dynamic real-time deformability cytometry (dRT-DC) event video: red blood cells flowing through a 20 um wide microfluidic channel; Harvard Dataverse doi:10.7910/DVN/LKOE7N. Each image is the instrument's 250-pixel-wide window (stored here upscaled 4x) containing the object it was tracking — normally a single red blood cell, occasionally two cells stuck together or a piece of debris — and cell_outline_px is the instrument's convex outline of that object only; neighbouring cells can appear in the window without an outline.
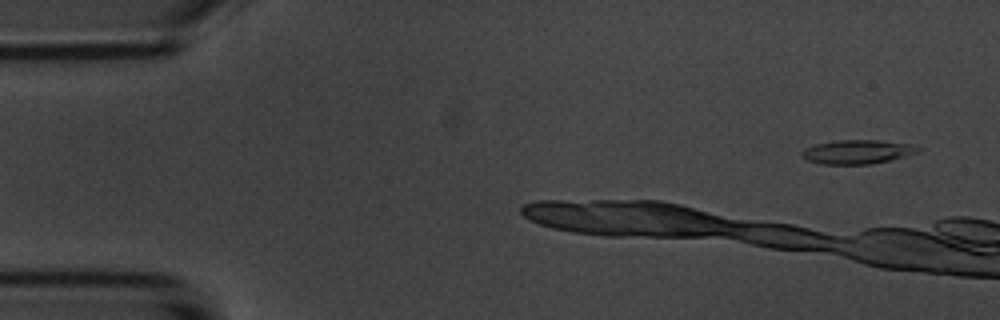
{"species": "common noctule bat (a hibernating species)", "species_latin": "Nyctalus noctula", "temperature_condition": "room temperature", "stored_images_in_passage": 3, "camera_frame_rate_fps": 3000, "um_per_image_px": 0.085, "animal": {"sex": "male", "body_mass_g": 20.1, "forearm_length_mm": 53.5}, "frame": {"image": 1, "passage_image": 1, "time_ms": 0.0, "image_size_px": [1000, 320], "cell_outline_px": [[920, 152], [872, 164], [820, 164], [808, 160], [800, 156], [800, 152], [804, 148], [816, 144], [836, 140], [880, 140], [912, 144], [920, 148]], "centroid_in_image_um": [72.85, 12.9], "position_along_channel_um": 12.2, "area_um2": 16.3}}